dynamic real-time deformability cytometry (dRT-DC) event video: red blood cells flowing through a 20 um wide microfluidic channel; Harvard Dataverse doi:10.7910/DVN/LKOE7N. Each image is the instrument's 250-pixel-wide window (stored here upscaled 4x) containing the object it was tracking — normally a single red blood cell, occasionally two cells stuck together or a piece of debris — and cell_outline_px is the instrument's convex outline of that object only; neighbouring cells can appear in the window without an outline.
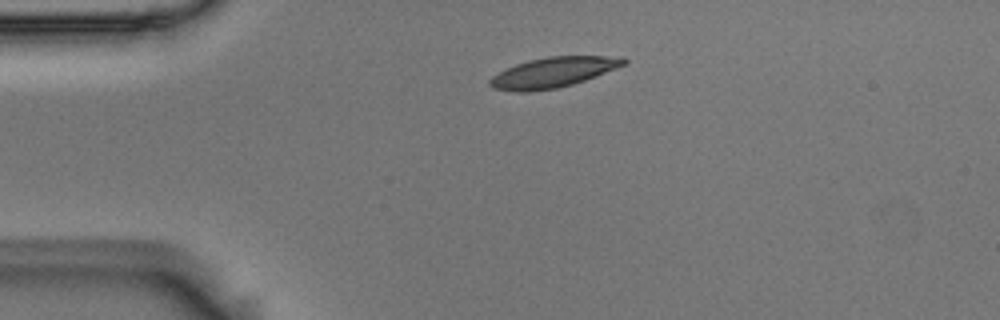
{"species": "Egyptian fruit bat (a non-hibernating species)", "species_latin": "Rousettus aegyptiacus", "temperature_condition": "room temperature", "stored_images_in_passage": 44, "camera_frame_rate_fps": 3000, "um_per_image_px": 0.085, "animal": {"sex": "male"}, "frame": {"image": 1, "passage_image": 1, "time_ms": 0.0, "image_size_px": [1000, 320], "cell_outline_px": [[628, 64], [596, 76], [572, 84], [556, 88], [528, 92], [516, 92], [492, 88], [488, 84], [488, 80], [492, 76], [516, 64], [528, 60], [548, 56], [624, 56], [628, 60]], "centroid_in_image_um": [47.05, 6.14], "position_along_channel_um": 38.0, "area_um2": 23.7}}
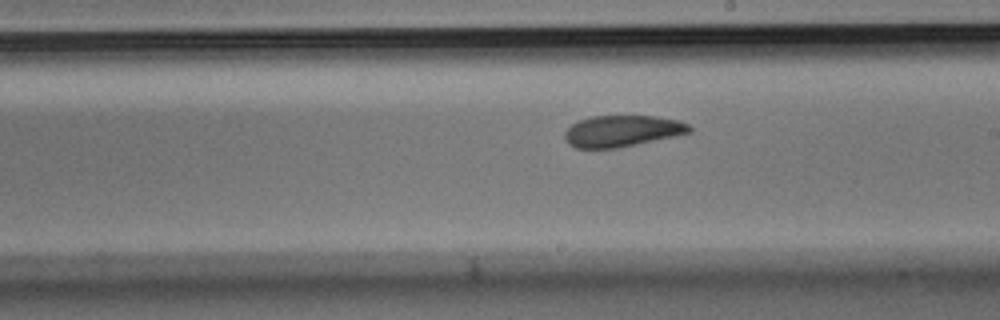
{"frame": {"image": 2, "passage_image": 20, "time_ms": 6.333, "image_size_px": [1000, 320], "cell_outline_px": [[692, 132], [676, 136], [616, 148], [576, 148], [568, 144], [564, 136], [564, 132], [576, 120], [592, 116], [656, 116], [680, 120], [688, 124], [692, 128]], "centroid_in_image_um": [52.88, 11.13], "position_along_channel_um": 236.1, "area_um2": 22.95}}
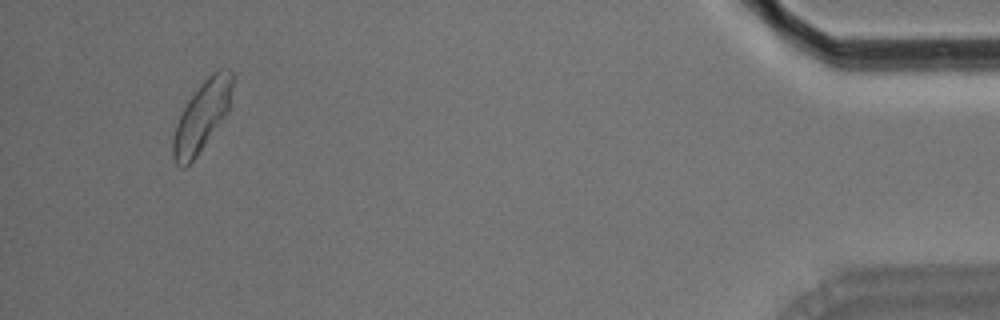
{"frame": {"image": 3, "passage_image": 41, "time_ms": 13.333, "image_size_px": [1000, 320], "cell_outline_px": [[232, 84], [228, 112], [196, 156], [184, 168], [180, 168], [176, 164], [172, 156], [172, 140], [176, 124], [188, 100], [204, 80], [212, 72], [220, 68], [228, 68], [232, 72]], "centroid_in_image_um": [17.15, 9.88], "position_along_channel_um": 418.1, "area_um2": 23.81}, "authors_computed_cell_mechanics": {"area_um2": 23.7269, "velocity_mm_per_s": 3.6283, "shape_relaxation_time_tau1_ms": 4.1917, "shape_relaxation_time_tau2_ms": 2.3872, "deformation_change_tau1": 0.1244, "deformation_change_tau2": 0.079}}